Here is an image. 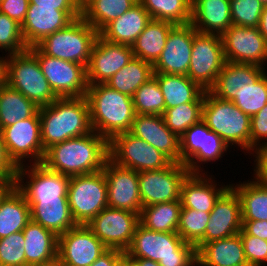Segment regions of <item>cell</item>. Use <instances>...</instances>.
I'll use <instances>...</instances> for the list:
<instances>
[{
    "instance_id": "1",
    "label": "cell",
    "mask_w": 267,
    "mask_h": 266,
    "mask_svg": "<svg viewBox=\"0 0 267 266\" xmlns=\"http://www.w3.org/2000/svg\"><path fill=\"white\" fill-rule=\"evenodd\" d=\"M109 159L108 140L92 131L48 148L42 163L69 177L98 172Z\"/></svg>"
},
{
    "instance_id": "2",
    "label": "cell",
    "mask_w": 267,
    "mask_h": 266,
    "mask_svg": "<svg viewBox=\"0 0 267 266\" xmlns=\"http://www.w3.org/2000/svg\"><path fill=\"white\" fill-rule=\"evenodd\" d=\"M41 139L46 151L52 145L92 132L86 96L58 97L39 107Z\"/></svg>"
},
{
    "instance_id": "3",
    "label": "cell",
    "mask_w": 267,
    "mask_h": 266,
    "mask_svg": "<svg viewBox=\"0 0 267 266\" xmlns=\"http://www.w3.org/2000/svg\"><path fill=\"white\" fill-rule=\"evenodd\" d=\"M86 98L90 108L92 130L108 141L129 132L134 121L133 98L106 84L88 85Z\"/></svg>"
},
{
    "instance_id": "4",
    "label": "cell",
    "mask_w": 267,
    "mask_h": 266,
    "mask_svg": "<svg viewBox=\"0 0 267 266\" xmlns=\"http://www.w3.org/2000/svg\"><path fill=\"white\" fill-rule=\"evenodd\" d=\"M133 258L158 262L161 266H197V250L177 232H157L140 223L126 251Z\"/></svg>"
},
{
    "instance_id": "5",
    "label": "cell",
    "mask_w": 267,
    "mask_h": 266,
    "mask_svg": "<svg viewBox=\"0 0 267 266\" xmlns=\"http://www.w3.org/2000/svg\"><path fill=\"white\" fill-rule=\"evenodd\" d=\"M202 120L231 148L239 146L250 153L251 117L243 113L232 101L223 100L205 91ZM248 151V152H247Z\"/></svg>"
},
{
    "instance_id": "6",
    "label": "cell",
    "mask_w": 267,
    "mask_h": 266,
    "mask_svg": "<svg viewBox=\"0 0 267 266\" xmlns=\"http://www.w3.org/2000/svg\"><path fill=\"white\" fill-rule=\"evenodd\" d=\"M98 36L99 32L80 16L61 30L46 36L36 46L50 57L75 62L87 68Z\"/></svg>"
},
{
    "instance_id": "7",
    "label": "cell",
    "mask_w": 267,
    "mask_h": 266,
    "mask_svg": "<svg viewBox=\"0 0 267 266\" xmlns=\"http://www.w3.org/2000/svg\"><path fill=\"white\" fill-rule=\"evenodd\" d=\"M7 85L38 107L47 106L58 98L42 73L38 59L28 49L7 55Z\"/></svg>"
},
{
    "instance_id": "8",
    "label": "cell",
    "mask_w": 267,
    "mask_h": 266,
    "mask_svg": "<svg viewBox=\"0 0 267 266\" xmlns=\"http://www.w3.org/2000/svg\"><path fill=\"white\" fill-rule=\"evenodd\" d=\"M68 204L77 225H87L108 206L107 182L103 170L71 176Z\"/></svg>"
},
{
    "instance_id": "9",
    "label": "cell",
    "mask_w": 267,
    "mask_h": 266,
    "mask_svg": "<svg viewBox=\"0 0 267 266\" xmlns=\"http://www.w3.org/2000/svg\"><path fill=\"white\" fill-rule=\"evenodd\" d=\"M179 141L180 163L186 165L190 173H207L208 171L205 172L203 169V164L218 161L229 148L202 119L187 129Z\"/></svg>"
},
{
    "instance_id": "10",
    "label": "cell",
    "mask_w": 267,
    "mask_h": 266,
    "mask_svg": "<svg viewBox=\"0 0 267 266\" xmlns=\"http://www.w3.org/2000/svg\"><path fill=\"white\" fill-rule=\"evenodd\" d=\"M109 160L136 172L160 170L172 161L145 140L129 132L115 135L108 141Z\"/></svg>"
},
{
    "instance_id": "11",
    "label": "cell",
    "mask_w": 267,
    "mask_h": 266,
    "mask_svg": "<svg viewBox=\"0 0 267 266\" xmlns=\"http://www.w3.org/2000/svg\"><path fill=\"white\" fill-rule=\"evenodd\" d=\"M28 50L38 59L42 73L57 97L86 96L88 83L84 65L50 57L37 46Z\"/></svg>"
},
{
    "instance_id": "12",
    "label": "cell",
    "mask_w": 267,
    "mask_h": 266,
    "mask_svg": "<svg viewBox=\"0 0 267 266\" xmlns=\"http://www.w3.org/2000/svg\"><path fill=\"white\" fill-rule=\"evenodd\" d=\"M1 134L8 157L17 167L42 163L46 151L41 139L39 111L28 119L4 127Z\"/></svg>"
},
{
    "instance_id": "13",
    "label": "cell",
    "mask_w": 267,
    "mask_h": 266,
    "mask_svg": "<svg viewBox=\"0 0 267 266\" xmlns=\"http://www.w3.org/2000/svg\"><path fill=\"white\" fill-rule=\"evenodd\" d=\"M226 60L222 37L197 32L193 38L191 62L187 76L203 90L209 91L215 84Z\"/></svg>"
},
{
    "instance_id": "14",
    "label": "cell",
    "mask_w": 267,
    "mask_h": 266,
    "mask_svg": "<svg viewBox=\"0 0 267 266\" xmlns=\"http://www.w3.org/2000/svg\"><path fill=\"white\" fill-rule=\"evenodd\" d=\"M189 173L186 165L173 162L160 170L138 172L142 206L181 201V184Z\"/></svg>"
},
{
    "instance_id": "15",
    "label": "cell",
    "mask_w": 267,
    "mask_h": 266,
    "mask_svg": "<svg viewBox=\"0 0 267 266\" xmlns=\"http://www.w3.org/2000/svg\"><path fill=\"white\" fill-rule=\"evenodd\" d=\"M139 223L138 213L107 206L87 226L108 249L126 252Z\"/></svg>"
},
{
    "instance_id": "16",
    "label": "cell",
    "mask_w": 267,
    "mask_h": 266,
    "mask_svg": "<svg viewBox=\"0 0 267 266\" xmlns=\"http://www.w3.org/2000/svg\"><path fill=\"white\" fill-rule=\"evenodd\" d=\"M15 180L25 199H68L70 177L48 169L43 163L18 167Z\"/></svg>"
},
{
    "instance_id": "17",
    "label": "cell",
    "mask_w": 267,
    "mask_h": 266,
    "mask_svg": "<svg viewBox=\"0 0 267 266\" xmlns=\"http://www.w3.org/2000/svg\"><path fill=\"white\" fill-rule=\"evenodd\" d=\"M107 250L87 225H77L58 236L57 262L63 266H90Z\"/></svg>"
},
{
    "instance_id": "18",
    "label": "cell",
    "mask_w": 267,
    "mask_h": 266,
    "mask_svg": "<svg viewBox=\"0 0 267 266\" xmlns=\"http://www.w3.org/2000/svg\"><path fill=\"white\" fill-rule=\"evenodd\" d=\"M221 37L226 61L266 66L267 40L257 27L232 24Z\"/></svg>"
},
{
    "instance_id": "19",
    "label": "cell",
    "mask_w": 267,
    "mask_h": 266,
    "mask_svg": "<svg viewBox=\"0 0 267 266\" xmlns=\"http://www.w3.org/2000/svg\"><path fill=\"white\" fill-rule=\"evenodd\" d=\"M107 182L108 207L138 213L142 210L138 172L118 166L109 159L102 169Z\"/></svg>"
},
{
    "instance_id": "20",
    "label": "cell",
    "mask_w": 267,
    "mask_h": 266,
    "mask_svg": "<svg viewBox=\"0 0 267 266\" xmlns=\"http://www.w3.org/2000/svg\"><path fill=\"white\" fill-rule=\"evenodd\" d=\"M133 57L132 46L112 43L99 35L86 68L88 85L107 83Z\"/></svg>"
},
{
    "instance_id": "21",
    "label": "cell",
    "mask_w": 267,
    "mask_h": 266,
    "mask_svg": "<svg viewBox=\"0 0 267 266\" xmlns=\"http://www.w3.org/2000/svg\"><path fill=\"white\" fill-rule=\"evenodd\" d=\"M196 33L190 23L175 25L168 34L160 57L153 64L154 73L187 75Z\"/></svg>"
},
{
    "instance_id": "22",
    "label": "cell",
    "mask_w": 267,
    "mask_h": 266,
    "mask_svg": "<svg viewBox=\"0 0 267 266\" xmlns=\"http://www.w3.org/2000/svg\"><path fill=\"white\" fill-rule=\"evenodd\" d=\"M242 229L241 204L236 192L229 187L216 201L210 212L203 239L195 246L198 251L205 243L238 234Z\"/></svg>"
},
{
    "instance_id": "23",
    "label": "cell",
    "mask_w": 267,
    "mask_h": 266,
    "mask_svg": "<svg viewBox=\"0 0 267 266\" xmlns=\"http://www.w3.org/2000/svg\"><path fill=\"white\" fill-rule=\"evenodd\" d=\"M81 16V10H56L29 4L21 32L27 47L36 46L46 36L61 30Z\"/></svg>"
},
{
    "instance_id": "24",
    "label": "cell",
    "mask_w": 267,
    "mask_h": 266,
    "mask_svg": "<svg viewBox=\"0 0 267 266\" xmlns=\"http://www.w3.org/2000/svg\"><path fill=\"white\" fill-rule=\"evenodd\" d=\"M129 133L151 144L173 163H180L179 137L167 128L162 115L136 114Z\"/></svg>"
},
{
    "instance_id": "25",
    "label": "cell",
    "mask_w": 267,
    "mask_h": 266,
    "mask_svg": "<svg viewBox=\"0 0 267 266\" xmlns=\"http://www.w3.org/2000/svg\"><path fill=\"white\" fill-rule=\"evenodd\" d=\"M265 68L254 64L226 61L209 91L217 98L232 101L241 91L254 86L267 72Z\"/></svg>"
},
{
    "instance_id": "26",
    "label": "cell",
    "mask_w": 267,
    "mask_h": 266,
    "mask_svg": "<svg viewBox=\"0 0 267 266\" xmlns=\"http://www.w3.org/2000/svg\"><path fill=\"white\" fill-rule=\"evenodd\" d=\"M214 178L208 173H189L181 184L182 208L210 213L219 197L230 187V184L219 185V182L218 187Z\"/></svg>"
},
{
    "instance_id": "27",
    "label": "cell",
    "mask_w": 267,
    "mask_h": 266,
    "mask_svg": "<svg viewBox=\"0 0 267 266\" xmlns=\"http://www.w3.org/2000/svg\"><path fill=\"white\" fill-rule=\"evenodd\" d=\"M26 266H48L57 262L58 236L30 220L22 230Z\"/></svg>"
},
{
    "instance_id": "28",
    "label": "cell",
    "mask_w": 267,
    "mask_h": 266,
    "mask_svg": "<svg viewBox=\"0 0 267 266\" xmlns=\"http://www.w3.org/2000/svg\"><path fill=\"white\" fill-rule=\"evenodd\" d=\"M191 4L190 24L197 32L221 36L232 25L230 0H197Z\"/></svg>"
},
{
    "instance_id": "29",
    "label": "cell",
    "mask_w": 267,
    "mask_h": 266,
    "mask_svg": "<svg viewBox=\"0 0 267 266\" xmlns=\"http://www.w3.org/2000/svg\"><path fill=\"white\" fill-rule=\"evenodd\" d=\"M30 206V218L57 236L77 226L68 199H26Z\"/></svg>"
},
{
    "instance_id": "30",
    "label": "cell",
    "mask_w": 267,
    "mask_h": 266,
    "mask_svg": "<svg viewBox=\"0 0 267 266\" xmlns=\"http://www.w3.org/2000/svg\"><path fill=\"white\" fill-rule=\"evenodd\" d=\"M151 19L143 5L138 2L122 16L108 23L99 35L106 41L132 46Z\"/></svg>"
},
{
    "instance_id": "31",
    "label": "cell",
    "mask_w": 267,
    "mask_h": 266,
    "mask_svg": "<svg viewBox=\"0 0 267 266\" xmlns=\"http://www.w3.org/2000/svg\"><path fill=\"white\" fill-rule=\"evenodd\" d=\"M197 266H249L240 235L205 243L197 251Z\"/></svg>"
},
{
    "instance_id": "32",
    "label": "cell",
    "mask_w": 267,
    "mask_h": 266,
    "mask_svg": "<svg viewBox=\"0 0 267 266\" xmlns=\"http://www.w3.org/2000/svg\"><path fill=\"white\" fill-rule=\"evenodd\" d=\"M153 77L161 88L165 109L187 102H204L205 90L187 75L154 73Z\"/></svg>"
},
{
    "instance_id": "33",
    "label": "cell",
    "mask_w": 267,
    "mask_h": 266,
    "mask_svg": "<svg viewBox=\"0 0 267 266\" xmlns=\"http://www.w3.org/2000/svg\"><path fill=\"white\" fill-rule=\"evenodd\" d=\"M171 22L151 19L132 45L134 57L154 64L160 57L170 30Z\"/></svg>"
},
{
    "instance_id": "34",
    "label": "cell",
    "mask_w": 267,
    "mask_h": 266,
    "mask_svg": "<svg viewBox=\"0 0 267 266\" xmlns=\"http://www.w3.org/2000/svg\"><path fill=\"white\" fill-rule=\"evenodd\" d=\"M234 185L230 184V187L239 197L242 221H267V185L254 177Z\"/></svg>"
},
{
    "instance_id": "35",
    "label": "cell",
    "mask_w": 267,
    "mask_h": 266,
    "mask_svg": "<svg viewBox=\"0 0 267 266\" xmlns=\"http://www.w3.org/2000/svg\"><path fill=\"white\" fill-rule=\"evenodd\" d=\"M30 220V206L15 187L0 205V239L21 232Z\"/></svg>"
},
{
    "instance_id": "36",
    "label": "cell",
    "mask_w": 267,
    "mask_h": 266,
    "mask_svg": "<svg viewBox=\"0 0 267 266\" xmlns=\"http://www.w3.org/2000/svg\"><path fill=\"white\" fill-rule=\"evenodd\" d=\"M39 111V107L21 92L7 84L0 88V131L17 121L28 119Z\"/></svg>"
},
{
    "instance_id": "37",
    "label": "cell",
    "mask_w": 267,
    "mask_h": 266,
    "mask_svg": "<svg viewBox=\"0 0 267 266\" xmlns=\"http://www.w3.org/2000/svg\"><path fill=\"white\" fill-rule=\"evenodd\" d=\"M154 75L153 64L137 57L115 73L107 83L110 88L133 97Z\"/></svg>"
},
{
    "instance_id": "38",
    "label": "cell",
    "mask_w": 267,
    "mask_h": 266,
    "mask_svg": "<svg viewBox=\"0 0 267 266\" xmlns=\"http://www.w3.org/2000/svg\"><path fill=\"white\" fill-rule=\"evenodd\" d=\"M181 208V201L148 205L142 207L139 222L152 231L177 232Z\"/></svg>"
},
{
    "instance_id": "39",
    "label": "cell",
    "mask_w": 267,
    "mask_h": 266,
    "mask_svg": "<svg viewBox=\"0 0 267 266\" xmlns=\"http://www.w3.org/2000/svg\"><path fill=\"white\" fill-rule=\"evenodd\" d=\"M138 2L139 0H93L81 11V16L100 32L108 23L122 16Z\"/></svg>"
},
{
    "instance_id": "40",
    "label": "cell",
    "mask_w": 267,
    "mask_h": 266,
    "mask_svg": "<svg viewBox=\"0 0 267 266\" xmlns=\"http://www.w3.org/2000/svg\"><path fill=\"white\" fill-rule=\"evenodd\" d=\"M152 19L171 22L174 25L191 21L190 0H139Z\"/></svg>"
},
{
    "instance_id": "41",
    "label": "cell",
    "mask_w": 267,
    "mask_h": 266,
    "mask_svg": "<svg viewBox=\"0 0 267 266\" xmlns=\"http://www.w3.org/2000/svg\"><path fill=\"white\" fill-rule=\"evenodd\" d=\"M203 103L187 102L165 109L162 116L167 128L180 138L187 129L202 119Z\"/></svg>"
},
{
    "instance_id": "42",
    "label": "cell",
    "mask_w": 267,
    "mask_h": 266,
    "mask_svg": "<svg viewBox=\"0 0 267 266\" xmlns=\"http://www.w3.org/2000/svg\"><path fill=\"white\" fill-rule=\"evenodd\" d=\"M132 98L135 114L163 115L165 111V100L154 77L144 83Z\"/></svg>"
},
{
    "instance_id": "43",
    "label": "cell",
    "mask_w": 267,
    "mask_h": 266,
    "mask_svg": "<svg viewBox=\"0 0 267 266\" xmlns=\"http://www.w3.org/2000/svg\"><path fill=\"white\" fill-rule=\"evenodd\" d=\"M210 213L181 208L177 233L189 244L196 246L204 237Z\"/></svg>"
},
{
    "instance_id": "44",
    "label": "cell",
    "mask_w": 267,
    "mask_h": 266,
    "mask_svg": "<svg viewBox=\"0 0 267 266\" xmlns=\"http://www.w3.org/2000/svg\"><path fill=\"white\" fill-rule=\"evenodd\" d=\"M232 102L250 117L267 104V72L254 84L241 91Z\"/></svg>"
},
{
    "instance_id": "45",
    "label": "cell",
    "mask_w": 267,
    "mask_h": 266,
    "mask_svg": "<svg viewBox=\"0 0 267 266\" xmlns=\"http://www.w3.org/2000/svg\"><path fill=\"white\" fill-rule=\"evenodd\" d=\"M28 49L21 32V25L0 12V50L6 55L18 54Z\"/></svg>"
},
{
    "instance_id": "46",
    "label": "cell",
    "mask_w": 267,
    "mask_h": 266,
    "mask_svg": "<svg viewBox=\"0 0 267 266\" xmlns=\"http://www.w3.org/2000/svg\"><path fill=\"white\" fill-rule=\"evenodd\" d=\"M263 6L260 0H230L232 24L258 27Z\"/></svg>"
},
{
    "instance_id": "47",
    "label": "cell",
    "mask_w": 267,
    "mask_h": 266,
    "mask_svg": "<svg viewBox=\"0 0 267 266\" xmlns=\"http://www.w3.org/2000/svg\"><path fill=\"white\" fill-rule=\"evenodd\" d=\"M23 232L0 239V266H26Z\"/></svg>"
},
{
    "instance_id": "48",
    "label": "cell",
    "mask_w": 267,
    "mask_h": 266,
    "mask_svg": "<svg viewBox=\"0 0 267 266\" xmlns=\"http://www.w3.org/2000/svg\"><path fill=\"white\" fill-rule=\"evenodd\" d=\"M242 239L244 252L249 266H266L267 241L246 234L242 229L238 233Z\"/></svg>"
},
{
    "instance_id": "49",
    "label": "cell",
    "mask_w": 267,
    "mask_h": 266,
    "mask_svg": "<svg viewBox=\"0 0 267 266\" xmlns=\"http://www.w3.org/2000/svg\"><path fill=\"white\" fill-rule=\"evenodd\" d=\"M265 144H267V104L258 113L251 116L249 156L258 147Z\"/></svg>"
},
{
    "instance_id": "50",
    "label": "cell",
    "mask_w": 267,
    "mask_h": 266,
    "mask_svg": "<svg viewBox=\"0 0 267 266\" xmlns=\"http://www.w3.org/2000/svg\"><path fill=\"white\" fill-rule=\"evenodd\" d=\"M29 3V0H0V12L22 25Z\"/></svg>"
},
{
    "instance_id": "51",
    "label": "cell",
    "mask_w": 267,
    "mask_h": 266,
    "mask_svg": "<svg viewBox=\"0 0 267 266\" xmlns=\"http://www.w3.org/2000/svg\"><path fill=\"white\" fill-rule=\"evenodd\" d=\"M254 178L267 185V144L258 147L253 153Z\"/></svg>"
},
{
    "instance_id": "52",
    "label": "cell",
    "mask_w": 267,
    "mask_h": 266,
    "mask_svg": "<svg viewBox=\"0 0 267 266\" xmlns=\"http://www.w3.org/2000/svg\"><path fill=\"white\" fill-rule=\"evenodd\" d=\"M18 167L8 157L0 131V177L16 178Z\"/></svg>"
},
{
    "instance_id": "53",
    "label": "cell",
    "mask_w": 267,
    "mask_h": 266,
    "mask_svg": "<svg viewBox=\"0 0 267 266\" xmlns=\"http://www.w3.org/2000/svg\"><path fill=\"white\" fill-rule=\"evenodd\" d=\"M242 230L252 236L259 237L267 241V221H242Z\"/></svg>"
},
{
    "instance_id": "54",
    "label": "cell",
    "mask_w": 267,
    "mask_h": 266,
    "mask_svg": "<svg viewBox=\"0 0 267 266\" xmlns=\"http://www.w3.org/2000/svg\"><path fill=\"white\" fill-rule=\"evenodd\" d=\"M36 7H55L56 10H80L75 0H29Z\"/></svg>"
},
{
    "instance_id": "55",
    "label": "cell",
    "mask_w": 267,
    "mask_h": 266,
    "mask_svg": "<svg viewBox=\"0 0 267 266\" xmlns=\"http://www.w3.org/2000/svg\"><path fill=\"white\" fill-rule=\"evenodd\" d=\"M123 252L116 249H108L98 257L90 266H118Z\"/></svg>"
},
{
    "instance_id": "56",
    "label": "cell",
    "mask_w": 267,
    "mask_h": 266,
    "mask_svg": "<svg viewBox=\"0 0 267 266\" xmlns=\"http://www.w3.org/2000/svg\"><path fill=\"white\" fill-rule=\"evenodd\" d=\"M16 178L0 177V205L5 197L16 187Z\"/></svg>"
},
{
    "instance_id": "57",
    "label": "cell",
    "mask_w": 267,
    "mask_h": 266,
    "mask_svg": "<svg viewBox=\"0 0 267 266\" xmlns=\"http://www.w3.org/2000/svg\"><path fill=\"white\" fill-rule=\"evenodd\" d=\"M260 34L267 40V4H264L263 11L258 24Z\"/></svg>"
},
{
    "instance_id": "58",
    "label": "cell",
    "mask_w": 267,
    "mask_h": 266,
    "mask_svg": "<svg viewBox=\"0 0 267 266\" xmlns=\"http://www.w3.org/2000/svg\"><path fill=\"white\" fill-rule=\"evenodd\" d=\"M7 84V56L0 55V88Z\"/></svg>"
},
{
    "instance_id": "59",
    "label": "cell",
    "mask_w": 267,
    "mask_h": 266,
    "mask_svg": "<svg viewBox=\"0 0 267 266\" xmlns=\"http://www.w3.org/2000/svg\"><path fill=\"white\" fill-rule=\"evenodd\" d=\"M120 266H141L140 262L128 255L126 252H123L120 261H119Z\"/></svg>"
},
{
    "instance_id": "60",
    "label": "cell",
    "mask_w": 267,
    "mask_h": 266,
    "mask_svg": "<svg viewBox=\"0 0 267 266\" xmlns=\"http://www.w3.org/2000/svg\"><path fill=\"white\" fill-rule=\"evenodd\" d=\"M137 259L141 266H161L158 262L149 260V259H144V258H135Z\"/></svg>"
},
{
    "instance_id": "61",
    "label": "cell",
    "mask_w": 267,
    "mask_h": 266,
    "mask_svg": "<svg viewBox=\"0 0 267 266\" xmlns=\"http://www.w3.org/2000/svg\"><path fill=\"white\" fill-rule=\"evenodd\" d=\"M93 0H75L77 7L82 11Z\"/></svg>"
},
{
    "instance_id": "62",
    "label": "cell",
    "mask_w": 267,
    "mask_h": 266,
    "mask_svg": "<svg viewBox=\"0 0 267 266\" xmlns=\"http://www.w3.org/2000/svg\"><path fill=\"white\" fill-rule=\"evenodd\" d=\"M48 266H63L61 264H59L58 262L54 263V264H51V265H48Z\"/></svg>"
},
{
    "instance_id": "63",
    "label": "cell",
    "mask_w": 267,
    "mask_h": 266,
    "mask_svg": "<svg viewBox=\"0 0 267 266\" xmlns=\"http://www.w3.org/2000/svg\"><path fill=\"white\" fill-rule=\"evenodd\" d=\"M263 4H267V0H260Z\"/></svg>"
}]
</instances>
